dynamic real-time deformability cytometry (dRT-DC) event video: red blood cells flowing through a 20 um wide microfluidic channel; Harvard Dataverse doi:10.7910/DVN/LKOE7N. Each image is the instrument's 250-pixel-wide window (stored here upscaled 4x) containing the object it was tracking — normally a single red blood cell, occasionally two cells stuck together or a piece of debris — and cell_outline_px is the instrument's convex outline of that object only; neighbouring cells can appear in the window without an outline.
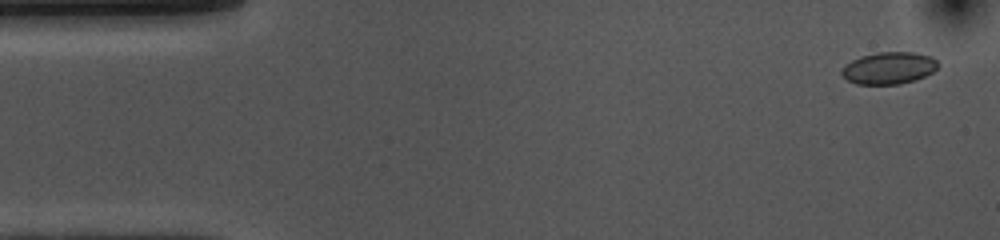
{"species": "common noctule bat (a hibernating species)", "species_latin": "Nyctalus noctula", "temperature_condition": "cold", "stored_images_in_passage": 13, "camera_frame_rate_fps": 3000, "um_per_image_px": 0.085, "animal": {"sex": "female", "body_mass_g": 10.0, "forearm_length_mm": 53.1}, "frame": {"image": 1, "passage_image": 2, "time_ms": 0.333, "image_size_px": [1000, 240], "cell_outline_px": [[940, 64], [932, 72], [916, 80], [900, 84], [856, 84], [848, 80], [840, 72], [852, 60], [860, 56], [880, 52], [912, 52], [932, 56]], "centroid_in_image_um": [75.59, 5.78], "position_along_channel_um": 9.4, "area_um2": 17.86}}